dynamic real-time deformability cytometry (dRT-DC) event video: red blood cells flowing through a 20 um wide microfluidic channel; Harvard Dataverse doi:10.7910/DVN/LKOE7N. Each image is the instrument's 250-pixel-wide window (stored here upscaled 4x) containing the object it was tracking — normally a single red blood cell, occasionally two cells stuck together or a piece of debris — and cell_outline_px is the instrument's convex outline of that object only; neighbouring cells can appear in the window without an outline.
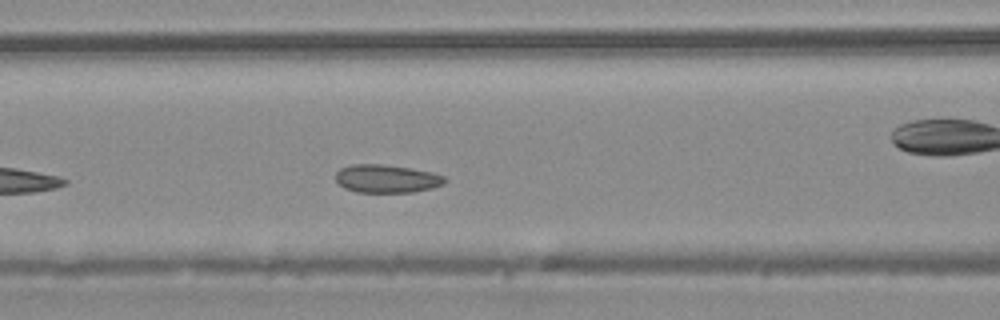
{"species": "common noctule bat (a hibernating species)", "species_latin": "Nyctalus noctula", "temperature_condition": "warm", "stored_images_in_passage": 27, "camera_frame_rate_fps": 3000, "um_per_image_px": 0.085, "animal": {"sex": "male", "body_mass_g": 20.4}, "frame": {"image": 1, "passage_image": 8, "time_ms": 2.333, "image_size_px": [1000, 320], "cell_outline_px": [[448, 180], [444, 184], [432, 188], [412, 192], [356, 192], [344, 188], [336, 180], [336, 172], [340, 168], [352, 164], [380, 164], [408, 168], [432, 172], [444, 176]], "centroid_in_image_um": [32.87, 15.19], "position_along_channel_um": 133.7, "area_um2": 17.86}}